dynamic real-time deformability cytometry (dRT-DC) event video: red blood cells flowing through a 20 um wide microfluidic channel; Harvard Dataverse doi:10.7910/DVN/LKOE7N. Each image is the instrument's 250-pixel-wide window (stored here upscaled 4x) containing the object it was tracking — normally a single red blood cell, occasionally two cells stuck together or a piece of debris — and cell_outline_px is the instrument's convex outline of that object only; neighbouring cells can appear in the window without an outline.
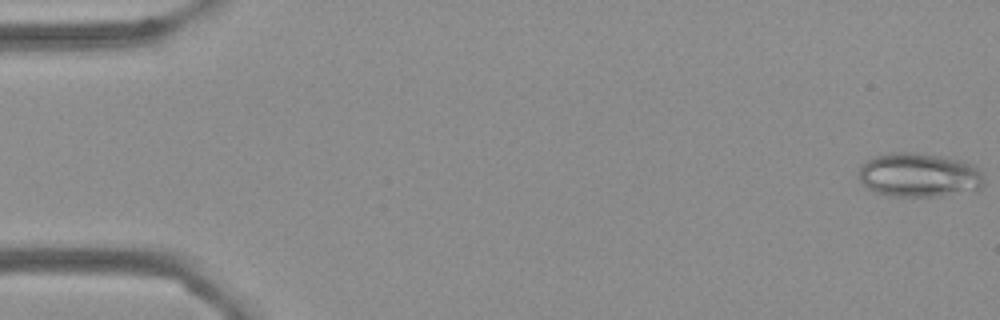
{"species": "Egyptian fruit bat (a non-hibernating species)", "species_latin": "Rousettus aegyptiacus", "temperature_condition": "cold", "stored_images_in_passage": 15, "camera_frame_rate_fps": 3000, "um_per_image_px": 0.085, "frame": {"image": 1, "passage_image": 1, "time_ms": 0.0, "image_size_px": [1000, 320], "cell_outline_px": [[984, 184], [980, 188], [936, 196], [888, 196], [876, 192], [868, 188], [860, 180], [860, 168], [864, 160], [872, 156], [888, 152], [912, 152], [940, 156], [960, 160], [972, 164], [980, 172], [984, 180]], "centroid_in_image_um": [78.06, 14.86], "position_along_channel_um": 6.9, "area_um2": 31.96}}
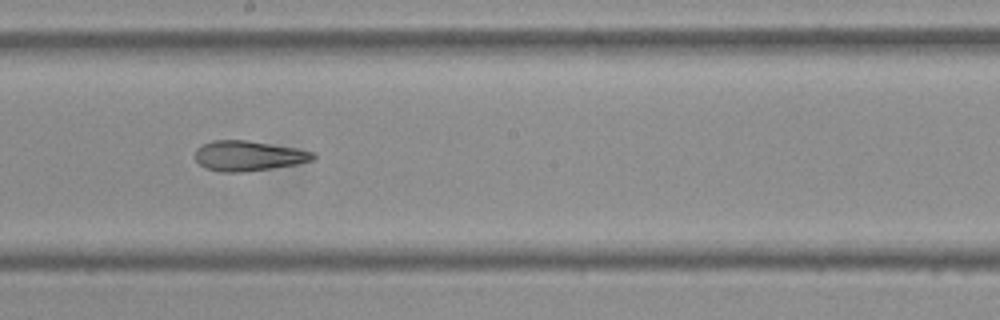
{"frame": {"image": 2, "passage_image": 9, "time_ms": 2.667, "image_size_px": [1000, 320], "cell_outline_px": [[316, 156], [312, 160], [296, 164], [272, 168], [240, 172], [220, 172], [204, 168], [196, 160], [196, 148], [212, 140], [248, 140], [296, 148], [316, 152]], "centroid_in_image_um": [21.12, 13.24], "position_along_channel_um": 227.1, "area_um2": 20.69}}
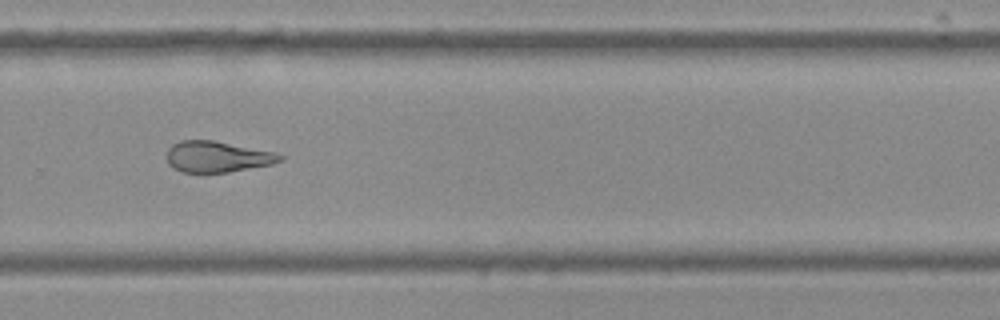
{"frame": {"image": 3, "passage_image": 11, "time_ms": 3.333, "image_size_px": [1000, 320], "cell_outline_px": [[284, 160], [272, 164], [228, 172], [184, 172], [172, 168], [168, 164], [168, 148], [172, 144], [180, 140], [212, 140], [272, 152], [284, 156]], "centroid_in_image_um": [18.44, 13.32], "position_along_channel_um": 311.4, "area_um2": 20.23}}